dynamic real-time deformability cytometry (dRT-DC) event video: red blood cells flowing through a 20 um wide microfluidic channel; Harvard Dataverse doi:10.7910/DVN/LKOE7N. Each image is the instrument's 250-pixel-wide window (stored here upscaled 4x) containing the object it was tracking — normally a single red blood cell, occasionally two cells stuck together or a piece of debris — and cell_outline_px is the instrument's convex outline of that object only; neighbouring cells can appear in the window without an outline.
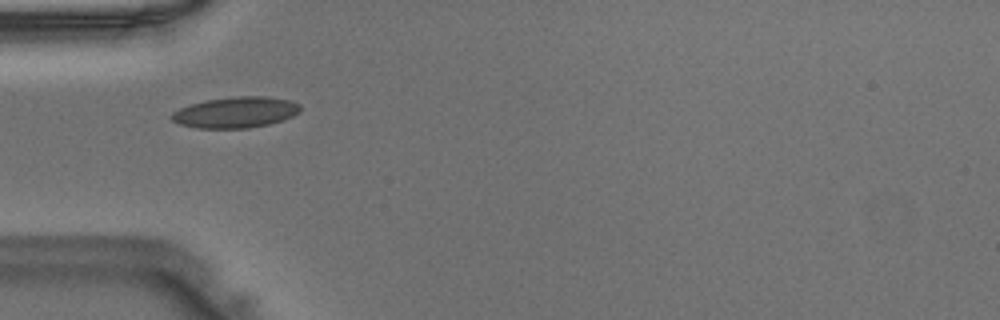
{"species": "Egyptian fruit bat (a non-hibernating species)", "species_latin": "Rousettus aegyptiacus", "temperature_condition": "warm", "stored_images_in_passage": 33, "camera_frame_rate_fps": 3000, "um_per_image_px": 0.085, "animal": {"sex": "male"}, "frame": {"image": 1, "passage_image": 1, "time_ms": 0.0, "image_size_px": [1000, 320], "cell_outline_px": [[300, 112], [284, 120], [268, 124], [248, 128], [196, 128], [180, 124], [172, 120], [168, 116], [172, 112], [180, 108], [192, 104], [208, 100], [236, 96], [264, 96], [288, 100], [300, 104]], "centroid_in_image_um": [20.02, 9.55], "position_along_channel_um": 65.0, "area_um2": 23.12}}
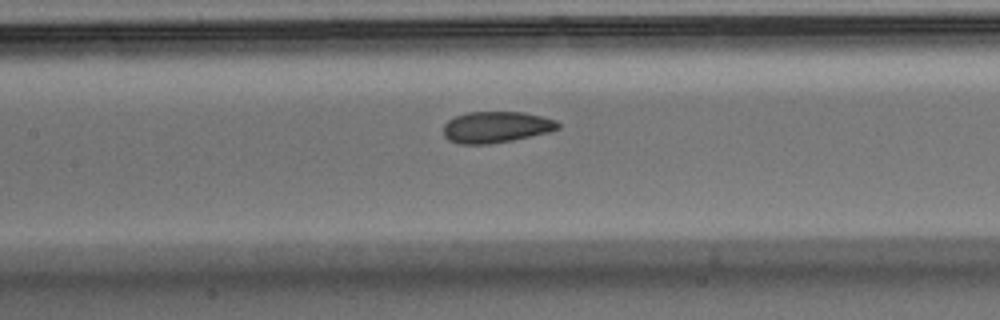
{"frame": {"image": 2, "passage_image": 8, "time_ms": 2.333, "image_size_px": [1000, 320], "cell_outline_px": [[560, 128], [548, 132], [512, 140], [488, 144], [460, 144], [448, 140], [444, 136], [444, 124], [448, 120], [456, 116], [468, 112], [524, 112], [556, 120], [560, 124]], "centroid_in_image_um": [42.16, 10.8], "position_along_channel_um": 165.2, "area_um2": 20.81}}
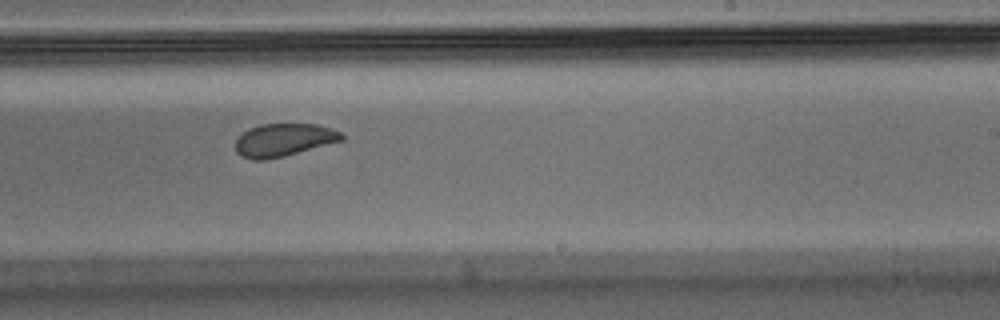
{"frame": {"image": 3, "passage_image": 15, "time_ms": 4.667, "image_size_px": [1000, 320], "cell_outline_px": [[344, 140], [284, 156], [264, 160], [252, 160], [240, 156], [236, 152], [236, 140], [248, 128], [260, 124], [316, 124], [332, 128], [340, 132], [344, 136]], "centroid_in_image_um": [24.11, 11.9], "position_along_channel_um": 264.9, "area_um2": 20.35}}